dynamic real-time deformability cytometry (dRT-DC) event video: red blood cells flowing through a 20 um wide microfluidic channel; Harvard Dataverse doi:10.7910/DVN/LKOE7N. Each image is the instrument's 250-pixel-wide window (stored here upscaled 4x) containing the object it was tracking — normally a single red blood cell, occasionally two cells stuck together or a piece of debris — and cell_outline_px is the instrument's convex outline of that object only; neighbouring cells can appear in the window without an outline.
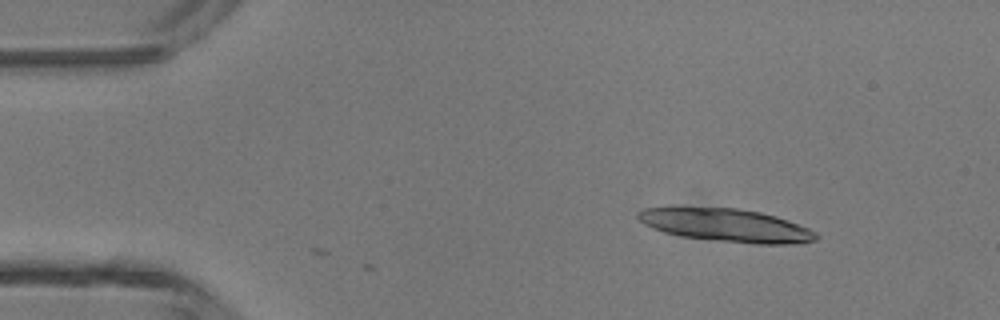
{"species": "common noctule bat (a hibernating species)", "species_latin": "Nyctalus noctula", "temperature_condition": "room temperature", "stored_images_in_passage": 5, "camera_frame_rate_fps": 3000, "um_per_image_px": 0.085, "animal": {"sex": "male", "body_mass_g": 13.3}, "frame": {"image": 1, "passage_image": 5, "time_ms": 1.333, "image_size_px": [1000, 320], "cell_outline_px": [[820, 236], [816, 240], [796, 244], [756, 244], [680, 236], [664, 232], [652, 228], [644, 224], [636, 216], [636, 212], [640, 208], [736, 208], [760, 212], [776, 216], [788, 220], [808, 228], [816, 232]], "centroid_in_image_um": [61.76, 19.15], "position_along_channel_um": 23.2, "area_um2": 34.1}}